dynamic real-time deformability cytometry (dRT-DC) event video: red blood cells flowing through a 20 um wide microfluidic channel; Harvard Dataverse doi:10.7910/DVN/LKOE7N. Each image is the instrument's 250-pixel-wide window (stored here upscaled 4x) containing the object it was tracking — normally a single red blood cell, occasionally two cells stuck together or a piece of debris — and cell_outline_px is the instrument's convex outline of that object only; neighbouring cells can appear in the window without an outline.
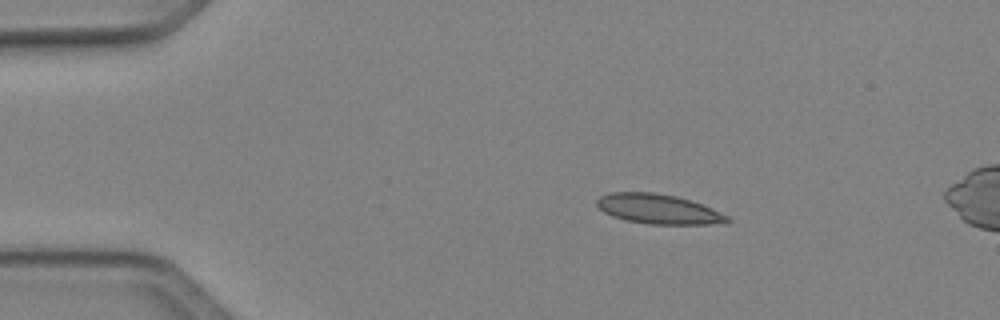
{"species": "Egyptian fruit bat (a non-hibernating species)", "species_latin": "Rousettus aegyptiacus", "temperature_condition": "cold", "stored_images_in_passage": 8, "camera_frame_rate_fps": 3000, "um_per_image_px": 0.085, "animal": {"sex": "female"}, "frame": {"image": 1, "passage_image": 1, "time_ms": 0.0, "image_size_px": [1000, 320], "cell_outline_px": [[732, 220], [728, 224], [652, 224], [628, 220], [612, 216], [604, 212], [596, 204], [596, 200], [600, 196], [608, 192], [656, 192], [676, 196], [692, 200], [712, 208], [728, 216]], "centroid_in_image_um": [56.0, 17.76], "position_along_channel_um": 29.0, "area_um2": 22.77}}